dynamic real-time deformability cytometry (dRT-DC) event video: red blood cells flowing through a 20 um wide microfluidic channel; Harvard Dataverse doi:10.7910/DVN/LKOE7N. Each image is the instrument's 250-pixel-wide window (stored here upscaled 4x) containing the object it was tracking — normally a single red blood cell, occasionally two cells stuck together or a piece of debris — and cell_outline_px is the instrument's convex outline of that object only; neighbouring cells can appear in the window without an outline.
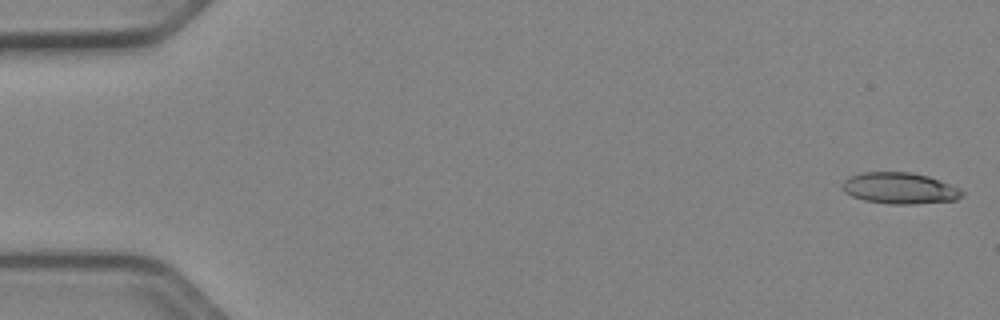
{"species": "Egyptian fruit bat (a non-hibernating species)", "species_latin": "Rousettus aegyptiacus", "temperature_condition": "cold", "stored_images_in_passage": 10, "camera_frame_rate_fps": 3000, "um_per_image_px": 0.085, "animal": {"sex": "female"}, "frame": {"image": 1, "passage_image": 1, "time_ms": 0.0, "image_size_px": [1000, 320], "cell_outline_px": [[964, 196], [956, 200], [912, 204], [888, 204], [864, 200], [852, 196], [844, 192], [840, 188], [840, 184], [848, 176], [860, 172], [912, 172], [928, 176], [960, 188], [964, 192]], "centroid_in_image_um": [76.44, 15.99], "position_along_channel_um": 8.6, "area_um2": 22.14}}